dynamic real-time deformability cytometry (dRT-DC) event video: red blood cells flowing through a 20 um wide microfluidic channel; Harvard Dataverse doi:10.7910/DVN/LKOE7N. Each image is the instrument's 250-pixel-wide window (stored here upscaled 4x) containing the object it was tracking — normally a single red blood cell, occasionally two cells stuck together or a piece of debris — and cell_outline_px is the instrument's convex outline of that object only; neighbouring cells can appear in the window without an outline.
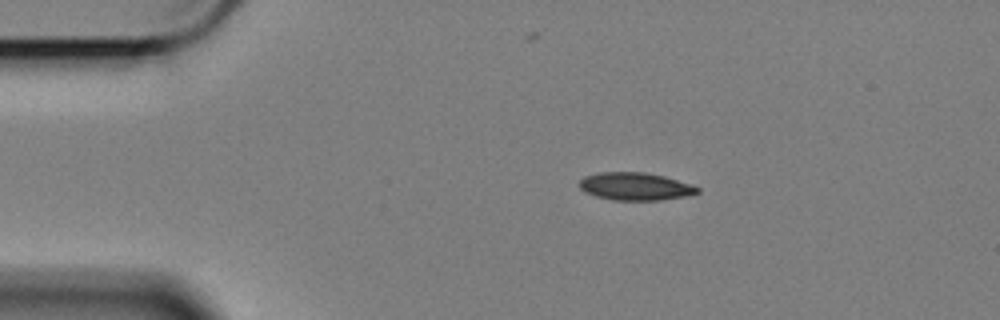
{"species": "Egyptian fruit bat (a non-hibernating species)", "species_latin": "Rousettus aegyptiacus", "temperature_condition": "cold", "stored_images_in_passage": 49, "camera_frame_rate_fps": 3000, "um_per_image_px": 0.085, "animal": {"sex": "female"}, "frame": {"image": 1, "passage_image": 1, "time_ms": 0.0, "image_size_px": [1000, 320], "cell_outline_px": [[700, 192], [688, 196], [660, 200], [612, 200], [596, 196], [584, 192], [576, 184], [584, 176], [600, 172], [644, 172], [664, 176], [692, 184], [700, 188]], "centroid_in_image_um": [53.99, 15.84], "position_along_channel_um": 31.0, "area_um2": 19.31}}
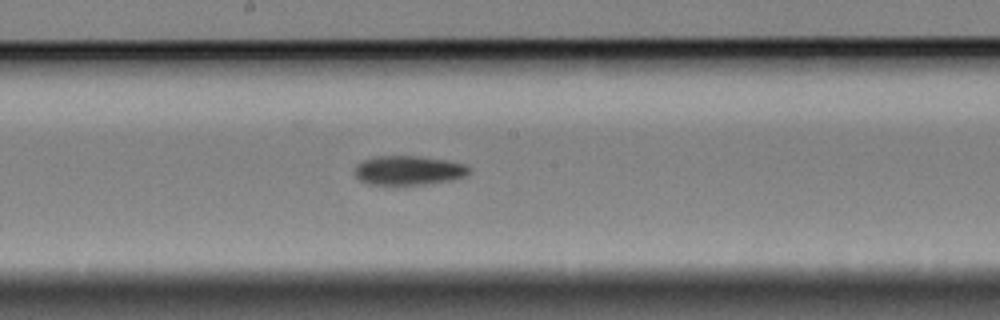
{"frame": {"image": 2, "passage_image": 21, "time_ms": 6.667, "image_size_px": [1000, 320], "cell_outline_px": [[472, 168], [464, 176], [456, 180], [428, 184], [396, 188], [368, 184], [360, 180], [356, 176], [356, 164], [364, 160], [376, 156], [420, 156], [448, 160], [464, 164]], "centroid_in_image_um": [34.73, 14.53], "position_along_channel_um": 213.5, "area_um2": 20.4}}
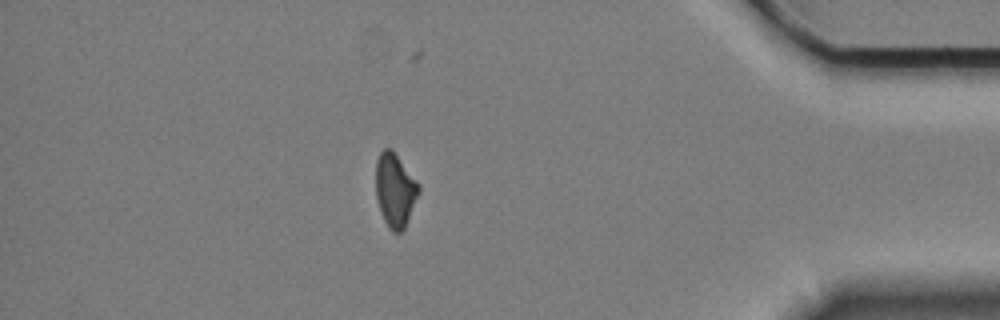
{"frame": {"image": 3, "passage_image": 41, "time_ms": 13.333, "image_size_px": [1000, 320], "cell_outline_px": [[420, 192], [408, 220], [404, 228], [400, 232], [392, 232], [388, 228], [380, 212], [376, 196], [376, 160], [380, 152], [384, 148], [392, 148], [420, 184]], "centroid_in_image_um": [33.58, 16.14], "position_along_channel_um": 401.6, "area_um2": 18.67}, "authors_computed_cell_mechanics": {"area_um2": 19.4208, "velocity_mm_per_s": 3.4179, "shape_relaxation_time_tau1_ms": 7.483, "shape_relaxation_time_tau2_ms": null, "deformation_change_tau1": 0.1334, "deformation_change_tau2": null}}